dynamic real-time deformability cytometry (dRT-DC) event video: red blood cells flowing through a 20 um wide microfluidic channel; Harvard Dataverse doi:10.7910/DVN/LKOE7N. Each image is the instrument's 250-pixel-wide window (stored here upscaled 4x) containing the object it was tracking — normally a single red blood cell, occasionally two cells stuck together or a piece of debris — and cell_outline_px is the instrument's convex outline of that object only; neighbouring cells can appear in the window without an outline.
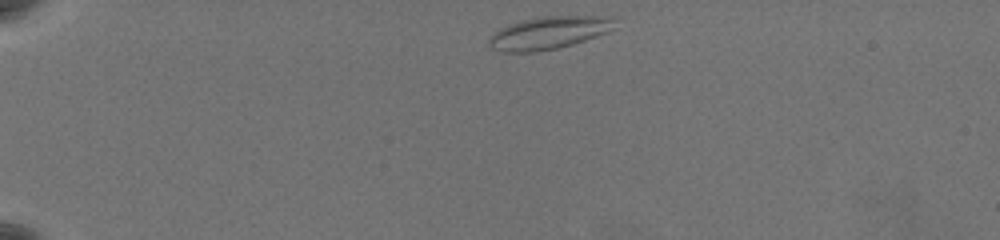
{"species": "common noctule bat (a hibernating species)", "species_latin": "Nyctalus noctula", "temperature_condition": "warm", "stored_images_in_passage": 47, "camera_frame_rate_fps": 3000, "um_per_image_px": 0.085, "animal": {"sex": "female", "body_mass_g": 19.5, "forearm_length_mm": 54.1}, "frame": {"image": 1, "passage_image": 1, "time_ms": 0.0, "image_size_px": [1000, 240], "cell_outline_px": [[616, 20], [608, 32], [572, 44], [556, 48], [536, 52], [500, 52], [488, 48], [488, 40], [500, 28], [508, 24], [536, 16], [616, 16]], "centroid_in_image_um": [46.61, 2.78], "position_along_channel_um": 38.4, "area_um2": 24.04}}
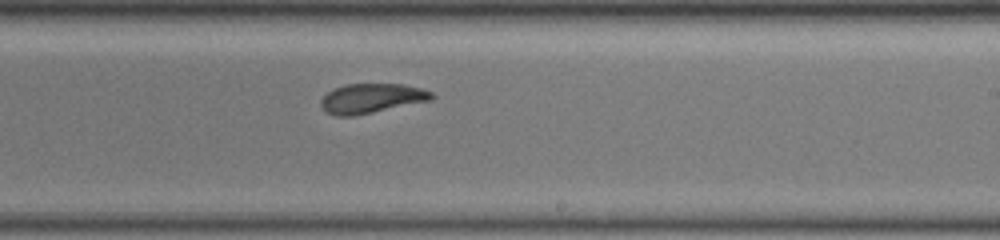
{"frame": {"image": 2, "passage_image": 26, "time_ms": 8.333, "image_size_px": [1000, 240], "cell_outline_px": [[436, 96], [432, 100], [352, 116], [336, 116], [328, 112], [320, 104], [320, 100], [328, 92], [344, 84], [404, 84], [420, 88], [432, 92]], "centroid_in_image_um": [31.61, 8.35], "position_along_channel_um": 257.4, "area_um2": 18.9}}
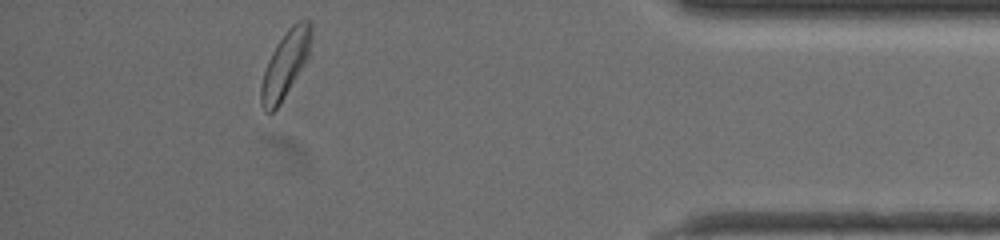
{"frame": {"image": 3, "passage_image": 42, "time_ms": 13.667, "image_size_px": [1000, 240], "cell_outline_px": [[312, 40], [308, 56], [304, 64], [280, 104], [272, 112], [264, 112], [260, 100], [260, 88], [264, 72], [268, 60], [272, 52], [288, 28], [292, 24], [304, 16], [312, 20]], "centroid_in_image_um": [24.28, 5.4], "position_along_channel_um": 410.9, "area_um2": 19.48}, "authors_computed_cell_mechanics": {"area_um2": 19.4786, "velocity_mm_per_s": 3.552, "shape_relaxation_time_tau1_ms": 4.2715, "shape_relaxation_time_tau2_ms": 1.974, "deformation_change_tau1": 0.158, "deformation_change_tau2": 0.0808}}